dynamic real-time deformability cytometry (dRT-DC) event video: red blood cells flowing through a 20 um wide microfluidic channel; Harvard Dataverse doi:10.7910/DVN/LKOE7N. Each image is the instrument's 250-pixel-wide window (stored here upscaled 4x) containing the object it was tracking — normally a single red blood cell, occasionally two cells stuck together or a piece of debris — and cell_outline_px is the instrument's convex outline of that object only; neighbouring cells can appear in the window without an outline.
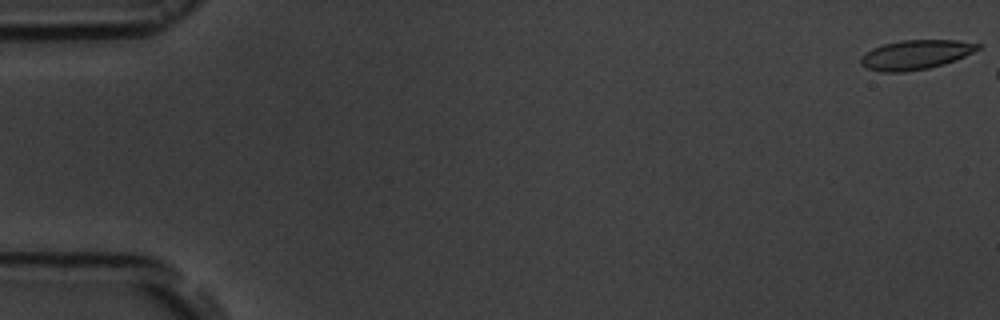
{"species": "common noctule bat (a hibernating species)", "species_latin": "Nyctalus noctula", "temperature_condition": "room temperature", "stored_images_in_passage": 6, "camera_frame_rate_fps": 3000, "um_per_image_px": 0.085, "animal": {"sex": "male", "body_mass_g": 19.5, "forearm_length_mm": 54.6}, "frame": {"image": 1, "passage_image": 1, "time_ms": 0.0, "image_size_px": [1000, 320], "cell_outline_px": [[980, 48], [956, 60], [944, 64], [928, 68], [904, 72], [880, 72], [868, 68], [860, 64], [860, 56], [864, 52], [872, 48], [884, 44], [900, 40], [960, 40], [980, 44]], "centroid_in_image_um": [77.79, 4.65], "position_along_channel_um": 7.2, "area_um2": 20.17}}